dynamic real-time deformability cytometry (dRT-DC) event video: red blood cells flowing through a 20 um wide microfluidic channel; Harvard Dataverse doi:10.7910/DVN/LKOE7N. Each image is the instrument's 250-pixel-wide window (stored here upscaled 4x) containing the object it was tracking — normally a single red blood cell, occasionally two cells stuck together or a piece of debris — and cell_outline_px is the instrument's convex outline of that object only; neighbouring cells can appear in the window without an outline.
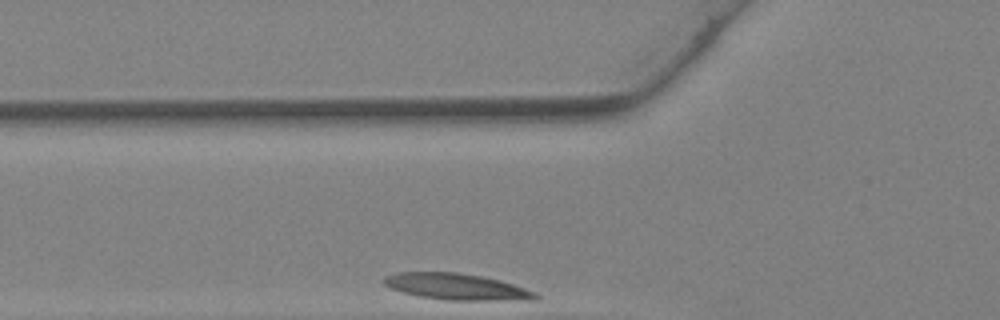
{"species": "Egyptian fruit bat (a non-hibernating species)", "species_latin": "Rousettus aegyptiacus", "temperature_condition": "warm", "stored_images_in_passage": 4, "camera_frame_rate_fps": 3000, "um_per_image_px": 0.085, "animal": {"sex": "female"}, "frame": {"image": 1, "passage_image": 4, "time_ms": 1.0, "image_size_px": [1000, 320], "cell_outline_px": [[540, 296], [472, 300], [452, 300], [420, 296], [388, 288], [380, 280], [384, 276], [396, 272], [456, 272], [484, 276], [540, 288]], "centroid_in_image_um": [38.82, 24.32], "position_along_channel_um": 87.0, "area_um2": 23.35}}